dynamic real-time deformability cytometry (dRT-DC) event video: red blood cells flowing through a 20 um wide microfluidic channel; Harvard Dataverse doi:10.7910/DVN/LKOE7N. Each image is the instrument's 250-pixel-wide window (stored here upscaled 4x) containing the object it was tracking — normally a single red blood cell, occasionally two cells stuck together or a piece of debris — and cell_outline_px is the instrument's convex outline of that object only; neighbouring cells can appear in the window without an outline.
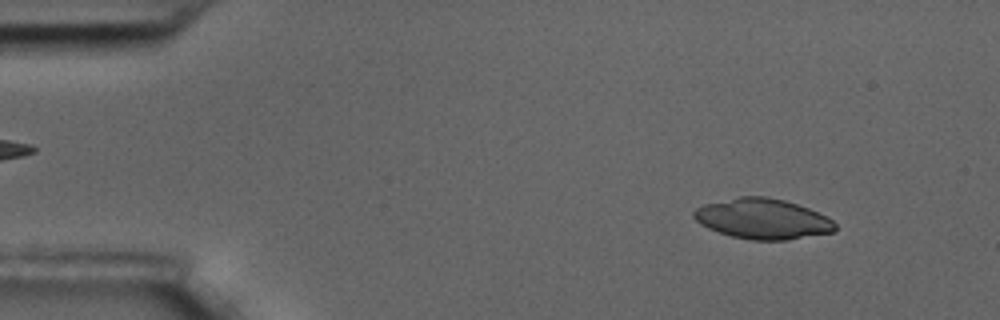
{"species": "common noctule bat (a hibernating species)", "species_latin": "Nyctalus noctula", "temperature_condition": "room temperature", "stored_images_in_passage": 3, "camera_frame_rate_fps": 3000, "um_per_image_px": 0.085, "animal": {"sex": "male", "body_mass_g": 17.5, "forearm_length_mm": 52.3}, "frame": {"image": 1, "passage_image": 2, "time_ms": 0.333, "image_size_px": [1000, 320], "cell_outline_px": [[836, 232], [788, 240], [752, 240], [732, 236], [708, 228], [700, 224], [692, 216], [692, 212], [696, 208], [704, 204], [740, 196], [768, 196], [784, 200], [808, 208], [832, 220], [836, 224]], "centroid_in_image_um": [64.82, 18.6], "position_along_channel_um": 20.2, "area_um2": 33.23}}